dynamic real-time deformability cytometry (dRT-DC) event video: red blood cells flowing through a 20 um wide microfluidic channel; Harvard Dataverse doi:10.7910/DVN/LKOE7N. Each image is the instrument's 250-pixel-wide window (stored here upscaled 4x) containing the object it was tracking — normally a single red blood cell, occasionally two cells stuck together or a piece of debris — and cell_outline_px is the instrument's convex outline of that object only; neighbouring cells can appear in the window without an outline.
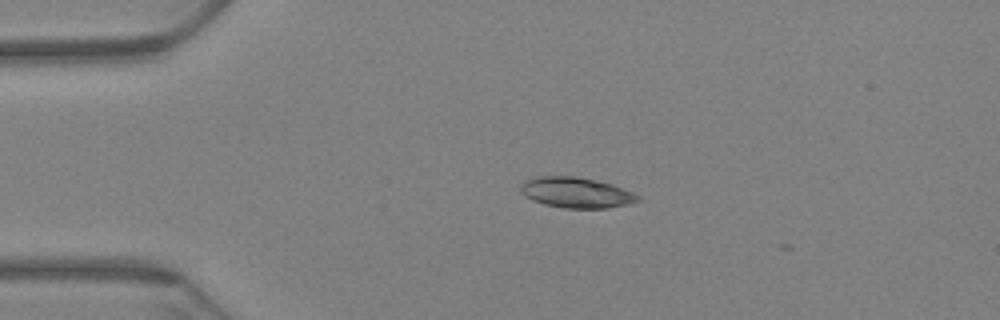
{"species": "Egyptian fruit bat (a non-hibernating species)", "species_latin": "Rousettus aegyptiacus", "temperature_condition": "warm", "stored_images_in_passage": 47, "camera_frame_rate_fps": 3000, "um_per_image_px": 0.085, "animal": {"sex": "female"}, "frame": {"image": 1, "passage_image": 1, "time_ms": 0.0, "image_size_px": [1000, 320], "cell_outline_px": [[640, 200], [628, 204], [608, 208], [564, 208], [544, 204], [532, 200], [524, 196], [520, 192], [520, 184], [524, 180], [540, 176], [576, 176], [612, 184], [632, 192], [640, 196]], "centroid_in_image_um": [48.94, 16.37], "position_along_channel_um": 36.1, "area_um2": 20.92}}
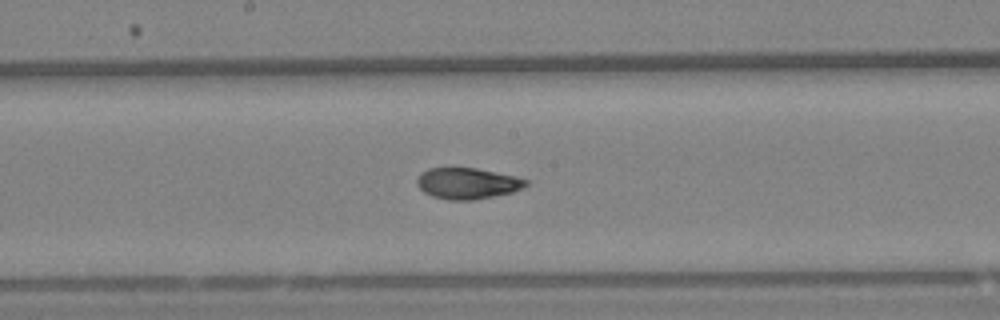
{"frame": {"image": 2, "passage_image": 21, "time_ms": 6.667, "image_size_px": [1000, 320], "cell_outline_px": [[528, 184], [524, 188], [512, 192], [472, 200], [448, 200], [432, 196], [424, 192], [416, 184], [416, 180], [420, 172], [428, 168], [476, 168], [512, 176], [528, 180]], "centroid_in_image_um": [39.69, 15.59], "position_along_channel_um": 208.5, "area_um2": 19.65}}
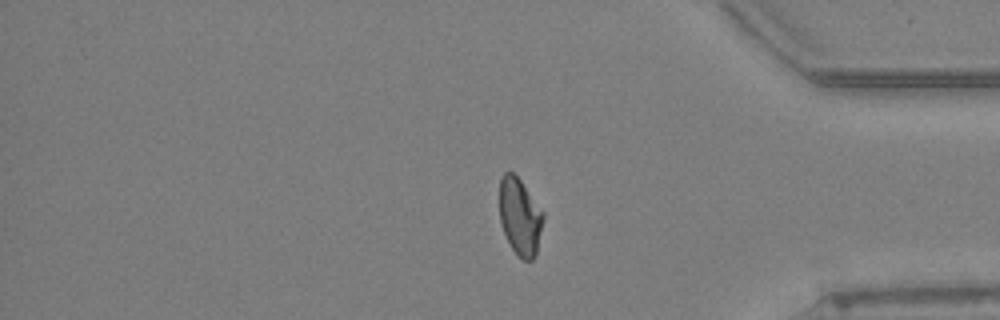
{"frame": {"image": 3, "passage_image": 40, "time_ms": 13.0, "image_size_px": [1000, 320], "cell_outline_px": [[544, 216], [536, 256], [532, 260], [524, 260], [516, 256], [504, 232], [500, 220], [500, 176], [504, 172], [512, 172], [520, 180], [544, 212]], "centroid_in_image_um": [44.2, 18.43], "position_along_channel_um": 391.0, "area_um2": 19.59}, "authors_computed_cell_mechanics": {"area_um2": 20.23, "velocity_mm_per_s": 3.2036, "shape_relaxation_time_tau1_ms": 7.5376, "shape_relaxation_time_tau2_ms": 1.9067, "deformation_change_tau1": 0.1885, "deformation_change_tau2": 0.061}}